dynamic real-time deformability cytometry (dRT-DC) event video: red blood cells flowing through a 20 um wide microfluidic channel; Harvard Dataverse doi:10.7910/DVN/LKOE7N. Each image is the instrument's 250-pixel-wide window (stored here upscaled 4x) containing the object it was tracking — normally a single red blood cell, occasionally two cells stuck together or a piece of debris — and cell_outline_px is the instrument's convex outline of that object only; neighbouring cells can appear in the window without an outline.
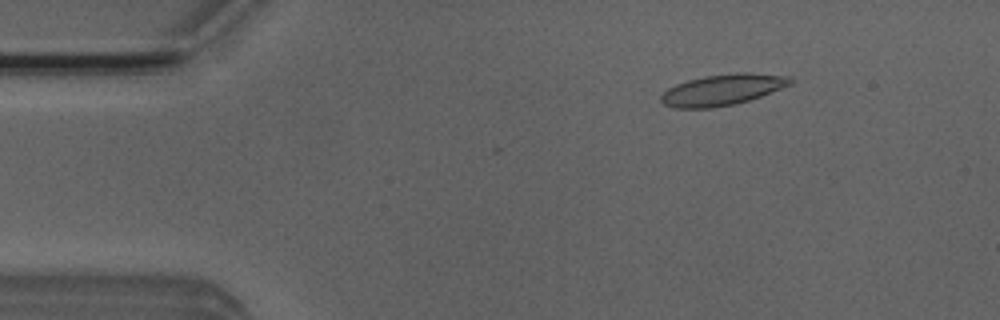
{"species": "Egyptian fruit bat (a non-hibernating species)", "species_latin": "Rousettus aegyptiacus", "temperature_condition": "room temperature", "stored_images_in_passage": 4, "camera_frame_rate_fps": 3000, "um_per_image_px": 0.085, "animal": {"sex": "male"}, "frame": {"image": 1, "passage_image": 2, "time_ms": 2.0, "image_size_px": [1000, 320], "cell_outline_px": [[792, 84], [760, 96], [748, 100], [732, 104], [712, 108], [672, 108], [664, 104], [660, 100], [660, 96], [668, 88], [676, 84], [688, 80], [704, 76], [736, 72], [748, 72], [788, 76], [792, 80]], "centroid_in_image_um": [61.38, 7.62], "position_along_channel_um": 23.6, "area_um2": 23.29}}